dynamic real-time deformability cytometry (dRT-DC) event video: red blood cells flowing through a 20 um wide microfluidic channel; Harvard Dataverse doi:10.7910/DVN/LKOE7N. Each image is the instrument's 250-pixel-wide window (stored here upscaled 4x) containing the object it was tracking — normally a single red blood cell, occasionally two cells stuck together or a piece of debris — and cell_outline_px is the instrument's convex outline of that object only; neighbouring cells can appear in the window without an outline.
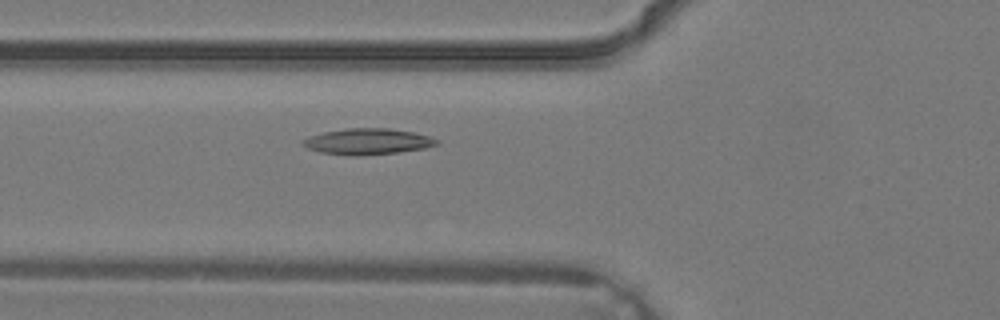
{"species": "common noctule bat (a hibernating species)", "species_latin": "Nyctalus noctula", "temperature_condition": "warm", "stored_images_in_passage": 2, "camera_frame_rate_fps": 3000, "um_per_image_px": 0.085, "animal": {"sex": "male", "body_mass_g": 19.2, "forearm_length_mm": 51.8}, "frame": {"image": 1, "passage_image": 2, "time_ms": 0.333, "image_size_px": [1000, 320], "cell_outline_px": [[440, 144], [424, 148], [400, 152], [352, 156], [348, 156], [320, 152], [308, 148], [300, 144], [300, 140], [308, 136], [324, 132], [348, 128], [388, 128], [416, 132], [440, 140]], "centroid_in_image_um": [31.24, 12.03], "position_along_channel_um": 94.6, "area_um2": 20.52}}